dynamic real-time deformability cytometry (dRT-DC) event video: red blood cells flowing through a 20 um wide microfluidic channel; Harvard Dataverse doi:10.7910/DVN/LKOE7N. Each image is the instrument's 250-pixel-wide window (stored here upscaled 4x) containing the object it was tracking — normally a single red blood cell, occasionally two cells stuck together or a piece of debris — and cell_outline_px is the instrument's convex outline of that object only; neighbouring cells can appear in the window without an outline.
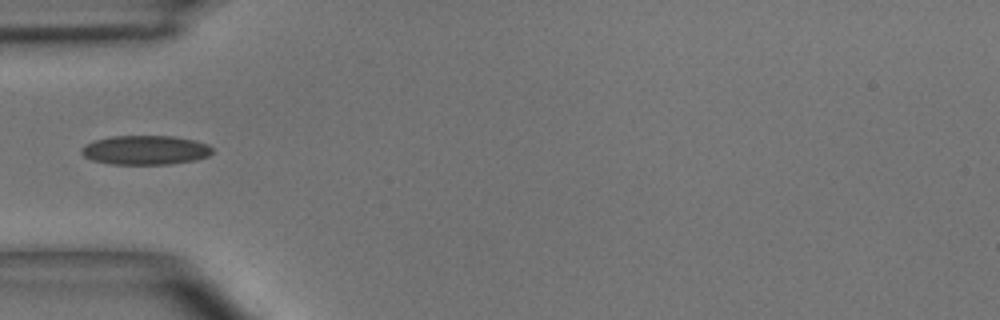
{"species": "common noctule bat (a hibernating species)", "species_latin": "Nyctalus noctula", "temperature_condition": "room temperature", "stored_images_in_passage": 2, "camera_frame_rate_fps": 3000, "um_per_image_px": 0.085, "animal": {"sex": "male", "body_mass_g": 15.6}, "frame": {"image": 1, "passage_image": 1, "time_ms": 0.0, "image_size_px": [1000, 320], "cell_outline_px": [[212, 152], [208, 156], [196, 160], [168, 164], [112, 164], [92, 160], [84, 156], [80, 152], [80, 148], [84, 144], [92, 140], [112, 136], [172, 136], [192, 140], [208, 144], [212, 148]], "centroid_in_image_um": [12.31, 12.75], "position_along_channel_um": 72.7, "area_um2": 22.37}}
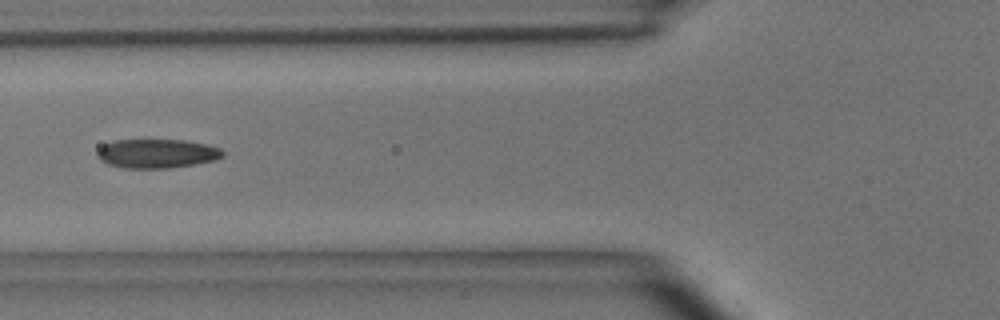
{"frame": {"image": 2, "passage_image": 2, "time_ms": 1.0, "image_size_px": [1000, 320], "cell_outline_px": [[224, 156], [216, 160], [168, 168], [124, 168], [108, 164], [100, 160], [96, 156], [96, 152], [104, 144], [112, 140], [184, 140], [208, 144], [220, 148], [224, 152]], "centroid_in_image_um": [13.33, 13.04], "position_along_channel_um": 112.5, "area_um2": 21.33}}